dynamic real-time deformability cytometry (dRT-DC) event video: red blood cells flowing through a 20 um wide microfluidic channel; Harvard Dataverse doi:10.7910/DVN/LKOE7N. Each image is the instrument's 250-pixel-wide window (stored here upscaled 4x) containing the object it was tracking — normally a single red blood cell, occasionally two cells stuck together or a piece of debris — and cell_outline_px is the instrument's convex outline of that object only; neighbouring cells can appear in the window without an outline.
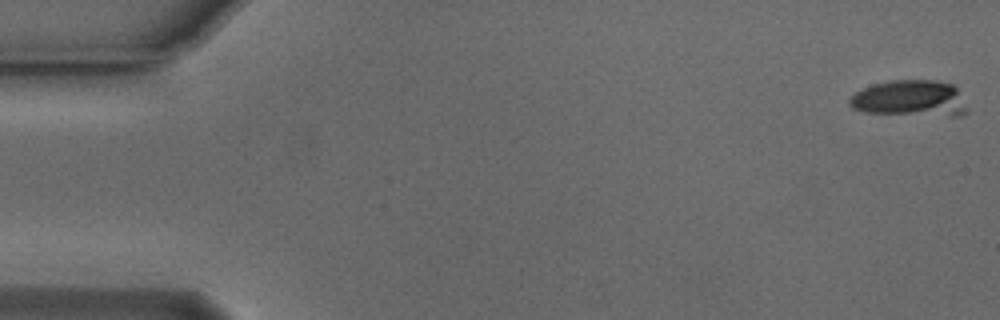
{"species": "Egyptian fruit bat (a non-hibernating species)", "species_latin": "Rousettus aegyptiacus", "temperature_condition": "cold", "stored_images_in_passage": 11, "camera_frame_rate_fps": 3000, "um_per_image_px": 0.085, "animal": {"sex": "male"}, "frame": {"image": 1, "passage_image": 1, "time_ms": 0.0, "image_size_px": [1000, 320], "cell_outline_px": [[968, 112], [960, 116], [952, 116], [864, 112], [852, 108], [848, 104], [848, 100], [856, 92], [864, 88], [888, 80], [936, 80], [952, 84], [956, 88], [968, 108]], "centroid_in_image_um": [77.38, 8.37], "position_along_channel_um": 7.6, "area_um2": 24.85}}